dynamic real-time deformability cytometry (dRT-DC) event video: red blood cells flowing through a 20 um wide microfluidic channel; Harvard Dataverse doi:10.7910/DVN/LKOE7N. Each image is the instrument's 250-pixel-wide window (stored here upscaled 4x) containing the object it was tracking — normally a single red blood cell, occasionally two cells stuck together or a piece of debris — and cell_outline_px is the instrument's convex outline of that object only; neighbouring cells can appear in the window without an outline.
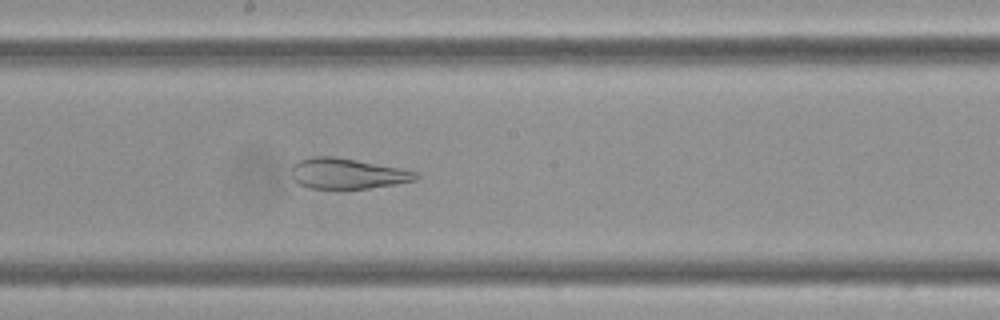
{"species": "Egyptian fruit bat (a non-hibernating species)", "species_latin": "Rousettus aegyptiacus", "temperature_condition": "cold", "stored_images_in_passage": 61, "camera_frame_rate_fps": 3000, "um_per_image_px": 0.085, "frame": {"image": 1, "passage_image": 33, "time_ms": 10.667, "image_size_px": [1000, 320], "cell_outline_px": [[420, 176], [416, 180], [396, 184], [344, 192], [340, 192], [308, 188], [300, 184], [296, 180], [292, 168], [300, 160], [312, 156], [332, 156], [356, 160], [416, 172]], "centroid_in_image_um": [29.52, 14.81], "position_along_channel_um": 218.7, "area_um2": 22.48}}
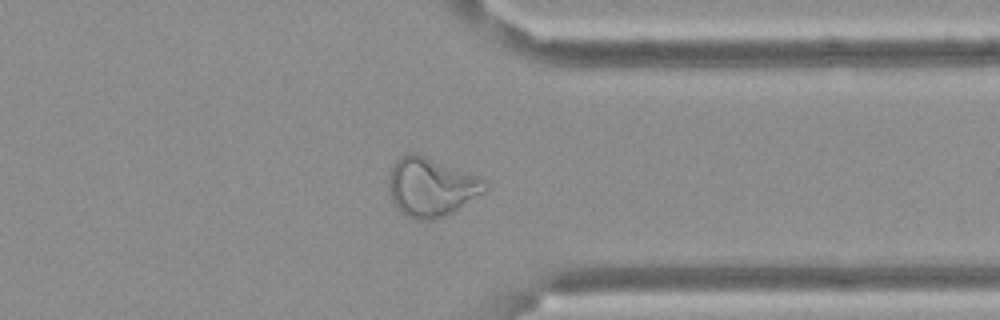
{"frame": {"image": 2, "passage_image": 47, "time_ms": 15.333, "image_size_px": [1000, 320], "cell_outline_px": [[488, 188], [484, 192], [452, 212], [444, 216], [432, 220], [420, 220], [408, 216], [400, 212], [396, 208], [392, 200], [388, 176], [396, 160], [400, 156], [412, 152], [424, 156], [476, 176], [484, 180], [488, 184]], "centroid_in_image_um": [36.62, 15.91], "position_along_channel_um": 374.8, "area_um2": 32.31}}